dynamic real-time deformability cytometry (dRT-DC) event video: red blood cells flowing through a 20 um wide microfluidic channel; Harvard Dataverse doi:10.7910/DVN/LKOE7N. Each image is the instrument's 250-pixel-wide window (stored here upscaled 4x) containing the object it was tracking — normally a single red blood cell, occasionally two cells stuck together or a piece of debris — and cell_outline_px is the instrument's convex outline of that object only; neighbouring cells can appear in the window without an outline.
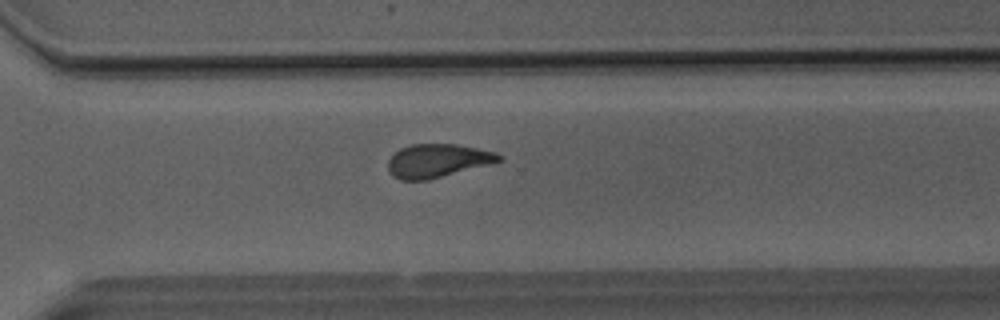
{"species": "Egyptian fruit bat (a non-hibernating species)", "species_latin": "Rousettus aegyptiacus", "temperature_condition": "room temperature", "stored_images_in_passage": 44, "camera_frame_rate_fps": 3000, "um_per_image_px": 0.085, "animal": {"sex": "male"}, "frame": {"image": 1, "passage_image": 30, "time_ms": 9.667, "image_size_px": [1000, 320], "cell_outline_px": [[504, 160], [428, 180], [400, 180], [392, 176], [388, 168], [388, 160], [400, 148], [412, 144], [456, 144], [496, 152], [504, 156]], "centroid_in_image_um": [37.2, 13.66], "position_along_channel_um": 333.4, "area_um2": 21.56}}
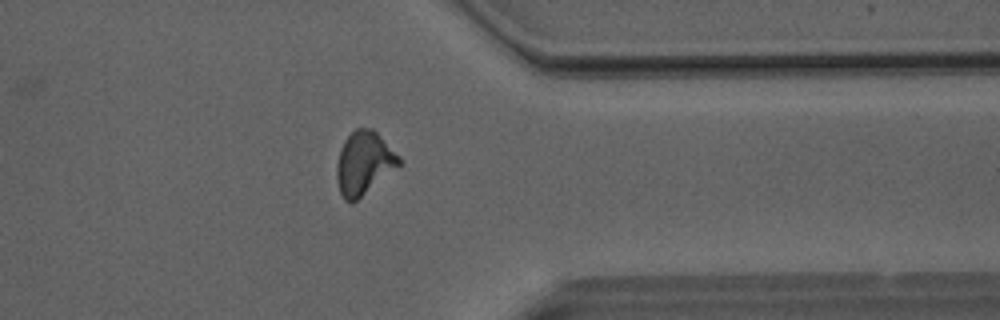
{"frame": {"image": 2, "passage_image": 34, "time_ms": 11.0, "image_size_px": [1000, 320], "cell_outline_px": [[400, 164], [352, 204], [344, 200], [340, 192], [336, 180], [336, 168], [340, 148], [344, 140], [356, 128], [372, 128], [400, 156]], "centroid_in_image_um": [30.9, 13.86], "position_along_channel_um": 380.5, "area_um2": 22.66}}
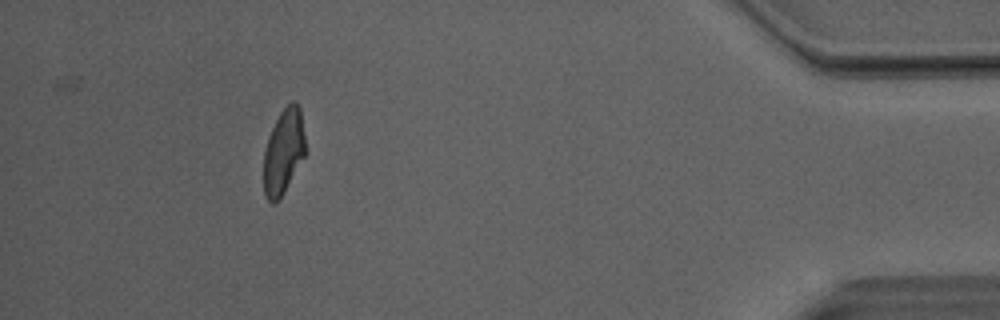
{"frame": {"image": 3, "passage_image": 40, "time_ms": 13.0, "image_size_px": [1000, 320], "cell_outline_px": [[304, 156], [280, 196], [272, 204], [264, 196], [264, 152], [268, 136], [280, 112], [292, 100], [296, 100], [300, 108], [304, 136]], "centroid_in_image_um": [24.08, 12.83], "position_along_channel_um": 411.1, "area_um2": 20.11}, "authors_computed_cell_mechanics": {"area_um2": 22.3108, "velocity_mm_per_s": 4.0866, "shape_relaxation_time_tau1_ms": 6.9052, "shape_relaxation_time_tau2_ms": 2.1739, "deformation_change_tau1": 0.1977, "deformation_change_tau2": 0.1102}}